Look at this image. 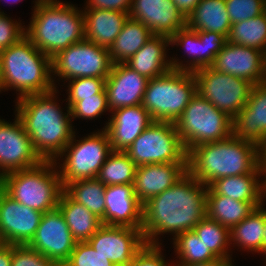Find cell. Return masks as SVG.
Wrapping results in <instances>:
<instances>
[{
  "instance_id": "cell-1",
  "label": "cell",
  "mask_w": 266,
  "mask_h": 266,
  "mask_svg": "<svg viewBox=\"0 0 266 266\" xmlns=\"http://www.w3.org/2000/svg\"><path fill=\"white\" fill-rule=\"evenodd\" d=\"M207 188L187 172L172 187L144 203L141 229L145 242L159 244L160 234L174 237L193 230L207 216Z\"/></svg>"
},
{
  "instance_id": "cell-2",
  "label": "cell",
  "mask_w": 266,
  "mask_h": 266,
  "mask_svg": "<svg viewBox=\"0 0 266 266\" xmlns=\"http://www.w3.org/2000/svg\"><path fill=\"white\" fill-rule=\"evenodd\" d=\"M57 91L54 88L46 93L22 97L15 105L16 115L43 161H58L75 133L70 108L67 107V113L63 112L55 102Z\"/></svg>"
},
{
  "instance_id": "cell-3",
  "label": "cell",
  "mask_w": 266,
  "mask_h": 266,
  "mask_svg": "<svg viewBox=\"0 0 266 266\" xmlns=\"http://www.w3.org/2000/svg\"><path fill=\"white\" fill-rule=\"evenodd\" d=\"M258 166V145L233 134L187 153L188 172L207 187L222 177L250 174Z\"/></svg>"
},
{
  "instance_id": "cell-4",
  "label": "cell",
  "mask_w": 266,
  "mask_h": 266,
  "mask_svg": "<svg viewBox=\"0 0 266 266\" xmlns=\"http://www.w3.org/2000/svg\"><path fill=\"white\" fill-rule=\"evenodd\" d=\"M25 36L53 58L60 51L85 39L83 10L57 0H36Z\"/></svg>"
},
{
  "instance_id": "cell-5",
  "label": "cell",
  "mask_w": 266,
  "mask_h": 266,
  "mask_svg": "<svg viewBox=\"0 0 266 266\" xmlns=\"http://www.w3.org/2000/svg\"><path fill=\"white\" fill-rule=\"evenodd\" d=\"M52 78L51 58L26 37L0 51V92L18 91L17 99L46 93L57 86Z\"/></svg>"
},
{
  "instance_id": "cell-6",
  "label": "cell",
  "mask_w": 266,
  "mask_h": 266,
  "mask_svg": "<svg viewBox=\"0 0 266 266\" xmlns=\"http://www.w3.org/2000/svg\"><path fill=\"white\" fill-rule=\"evenodd\" d=\"M55 161L5 174L1 188L15 201L42 213L57 209L64 191Z\"/></svg>"
},
{
  "instance_id": "cell-7",
  "label": "cell",
  "mask_w": 266,
  "mask_h": 266,
  "mask_svg": "<svg viewBox=\"0 0 266 266\" xmlns=\"http://www.w3.org/2000/svg\"><path fill=\"white\" fill-rule=\"evenodd\" d=\"M196 93L193 72L171 69L162 76L149 79L142 106L153 121L175 123Z\"/></svg>"
},
{
  "instance_id": "cell-8",
  "label": "cell",
  "mask_w": 266,
  "mask_h": 266,
  "mask_svg": "<svg viewBox=\"0 0 266 266\" xmlns=\"http://www.w3.org/2000/svg\"><path fill=\"white\" fill-rule=\"evenodd\" d=\"M175 126L186 153L198 145L224 140L233 134V119L198 93Z\"/></svg>"
},
{
  "instance_id": "cell-9",
  "label": "cell",
  "mask_w": 266,
  "mask_h": 266,
  "mask_svg": "<svg viewBox=\"0 0 266 266\" xmlns=\"http://www.w3.org/2000/svg\"><path fill=\"white\" fill-rule=\"evenodd\" d=\"M111 152V143L104 129L80 140H76L74 133L72 140L59 155L60 159H64L61 160L62 166H57L63 187L75 180L97 178Z\"/></svg>"
},
{
  "instance_id": "cell-10",
  "label": "cell",
  "mask_w": 266,
  "mask_h": 266,
  "mask_svg": "<svg viewBox=\"0 0 266 266\" xmlns=\"http://www.w3.org/2000/svg\"><path fill=\"white\" fill-rule=\"evenodd\" d=\"M137 165L187 163L175 123L152 121L125 151Z\"/></svg>"
},
{
  "instance_id": "cell-11",
  "label": "cell",
  "mask_w": 266,
  "mask_h": 266,
  "mask_svg": "<svg viewBox=\"0 0 266 266\" xmlns=\"http://www.w3.org/2000/svg\"><path fill=\"white\" fill-rule=\"evenodd\" d=\"M193 75L196 92L232 119L246 105L253 87L245 79L218 72L211 67L200 68Z\"/></svg>"
},
{
  "instance_id": "cell-12",
  "label": "cell",
  "mask_w": 266,
  "mask_h": 266,
  "mask_svg": "<svg viewBox=\"0 0 266 266\" xmlns=\"http://www.w3.org/2000/svg\"><path fill=\"white\" fill-rule=\"evenodd\" d=\"M112 64L108 48L86 39L51 58L52 75L64 81L83 77L107 78Z\"/></svg>"
},
{
  "instance_id": "cell-13",
  "label": "cell",
  "mask_w": 266,
  "mask_h": 266,
  "mask_svg": "<svg viewBox=\"0 0 266 266\" xmlns=\"http://www.w3.org/2000/svg\"><path fill=\"white\" fill-rule=\"evenodd\" d=\"M170 45H177L184 48L190 61L183 64L178 59L170 58L171 69L178 71L194 72L200 68L210 67L215 56L226 45L227 37L220 33L210 31H193L187 26L171 35Z\"/></svg>"
},
{
  "instance_id": "cell-14",
  "label": "cell",
  "mask_w": 266,
  "mask_h": 266,
  "mask_svg": "<svg viewBox=\"0 0 266 266\" xmlns=\"http://www.w3.org/2000/svg\"><path fill=\"white\" fill-rule=\"evenodd\" d=\"M15 116L13 123L0 118V179L7 173L29 169L43 161L21 120Z\"/></svg>"
},
{
  "instance_id": "cell-15",
  "label": "cell",
  "mask_w": 266,
  "mask_h": 266,
  "mask_svg": "<svg viewBox=\"0 0 266 266\" xmlns=\"http://www.w3.org/2000/svg\"><path fill=\"white\" fill-rule=\"evenodd\" d=\"M76 241L57 208L42 215L36 233L28 246L41 253L58 266H63L74 250Z\"/></svg>"
},
{
  "instance_id": "cell-16",
  "label": "cell",
  "mask_w": 266,
  "mask_h": 266,
  "mask_svg": "<svg viewBox=\"0 0 266 266\" xmlns=\"http://www.w3.org/2000/svg\"><path fill=\"white\" fill-rule=\"evenodd\" d=\"M43 213L15 201L0 187V238L4 244L28 245Z\"/></svg>"
},
{
  "instance_id": "cell-17",
  "label": "cell",
  "mask_w": 266,
  "mask_h": 266,
  "mask_svg": "<svg viewBox=\"0 0 266 266\" xmlns=\"http://www.w3.org/2000/svg\"><path fill=\"white\" fill-rule=\"evenodd\" d=\"M87 242L116 266H127L146 244L142 229L105 224Z\"/></svg>"
},
{
  "instance_id": "cell-18",
  "label": "cell",
  "mask_w": 266,
  "mask_h": 266,
  "mask_svg": "<svg viewBox=\"0 0 266 266\" xmlns=\"http://www.w3.org/2000/svg\"><path fill=\"white\" fill-rule=\"evenodd\" d=\"M263 61V51L227 42L210 67L255 85L264 82Z\"/></svg>"
},
{
  "instance_id": "cell-19",
  "label": "cell",
  "mask_w": 266,
  "mask_h": 266,
  "mask_svg": "<svg viewBox=\"0 0 266 266\" xmlns=\"http://www.w3.org/2000/svg\"><path fill=\"white\" fill-rule=\"evenodd\" d=\"M129 16L155 35L170 37L186 27V18L172 0H132Z\"/></svg>"
},
{
  "instance_id": "cell-20",
  "label": "cell",
  "mask_w": 266,
  "mask_h": 266,
  "mask_svg": "<svg viewBox=\"0 0 266 266\" xmlns=\"http://www.w3.org/2000/svg\"><path fill=\"white\" fill-rule=\"evenodd\" d=\"M148 82V78L132 70L125 63L112 64L105 82L110 112L121 107L142 104Z\"/></svg>"
},
{
  "instance_id": "cell-21",
  "label": "cell",
  "mask_w": 266,
  "mask_h": 266,
  "mask_svg": "<svg viewBox=\"0 0 266 266\" xmlns=\"http://www.w3.org/2000/svg\"><path fill=\"white\" fill-rule=\"evenodd\" d=\"M105 225L141 229L143 204L136 197L133 184L105 187Z\"/></svg>"
},
{
  "instance_id": "cell-22",
  "label": "cell",
  "mask_w": 266,
  "mask_h": 266,
  "mask_svg": "<svg viewBox=\"0 0 266 266\" xmlns=\"http://www.w3.org/2000/svg\"><path fill=\"white\" fill-rule=\"evenodd\" d=\"M104 126L112 151H127L133 141L152 123L148 111L140 105L121 107L111 112Z\"/></svg>"
},
{
  "instance_id": "cell-23",
  "label": "cell",
  "mask_w": 266,
  "mask_h": 266,
  "mask_svg": "<svg viewBox=\"0 0 266 266\" xmlns=\"http://www.w3.org/2000/svg\"><path fill=\"white\" fill-rule=\"evenodd\" d=\"M233 135L258 146L266 138V82L253 85L249 99L233 118Z\"/></svg>"
},
{
  "instance_id": "cell-24",
  "label": "cell",
  "mask_w": 266,
  "mask_h": 266,
  "mask_svg": "<svg viewBox=\"0 0 266 266\" xmlns=\"http://www.w3.org/2000/svg\"><path fill=\"white\" fill-rule=\"evenodd\" d=\"M188 172L187 163H162L137 166L134 191L144 204L152 197L172 187Z\"/></svg>"
},
{
  "instance_id": "cell-25",
  "label": "cell",
  "mask_w": 266,
  "mask_h": 266,
  "mask_svg": "<svg viewBox=\"0 0 266 266\" xmlns=\"http://www.w3.org/2000/svg\"><path fill=\"white\" fill-rule=\"evenodd\" d=\"M169 45L168 36L154 34L125 64L148 79L162 76L171 70Z\"/></svg>"
},
{
  "instance_id": "cell-26",
  "label": "cell",
  "mask_w": 266,
  "mask_h": 266,
  "mask_svg": "<svg viewBox=\"0 0 266 266\" xmlns=\"http://www.w3.org/2000/svg\"><path fill=\"white\" fill-rule=\"evenodd\" d=\"M83 15L85 39L108 49L130 17L121 11L101 9L84 10Z\"/></svg>"
},
{
  "instance_id": "cell-27",
  "label": "cell",
  "mask_w": 266,
  "mask_h": 266,
  "mask_svg": "<svg viewBox=\"0 0 266 266\" xmlns=\"http://www.w3.org/2000/svg\"><path fill=\"white\" fill-rule=\"evenodd\" d=\"M76 242H87L103 225L100 218L62 192L58 207Z\"/></svg>"
},
{
  "instance_id": "cell-28",
  "label": "cell",
  "mask_w": 266,
  "mask_h": 266,
  "mask_svg": "<svg viewBox=\"0 0 266 266\" xmlns=\"http://www.w3.org/2000/svg\"><path fill=\"white\" fill-rule=\"evenodd\" d=\"M264 202H243L216 194L207 188V217L231 230Z\"/></svg>"
},
{
  "instance_id": "cell-29",
  "label": "cell",
  "mask_w": 266,
  "mask_h": 266,
  "mask_svg": "<svg viewBox=\"0 0 266 266\" xmlns=\"http://www.w3.org/2000/svg\"><path fill=\"white\" fill-rule=\"evenodd\" d=\"M231 25L225 0H201L186 19L190 30L210 31L226 37Z\"/></svg>"
},
{
  "instance_id": "cell-30",
  "label": "cell",
  "mask_w": 266,
  "mask_h": 266,
  "mask_svg": "<svg viewBox=\"0 0 266 266\" xmlns=\"http://www.w3.org/2000/svg\"><path fill=\"white\" fill-rule=\"evenodd\" d=\"M260 176V177H259ZM259 166L250 174L222 177L209 187L218 195L243 202H263ZM260 179V180H258Z\"/></svg>"
},
{
  "instance_id": "cell-31",
  "label": "cell",
  "mask_w": 266,
  "mask_h": 266,
  "mask_svg": "<svg viewBox=\"0 0 266 266\" xmlns=\"http://www.w3.org/2000/svg\"><path fill=\"white\" fill-rule=\"evenodd\" d=\"M151 30L140 21L128 18L121 32L109 47L111 62L125 63L153 36Z\"/></svg>"
},
{
  "instance_id": "cell-32",
  "label": "cell",
  "mask_w": 266,
  "mask_h": 266,
  "mask_svg": "<svg viewBox=\"0 0 266 266\" xmlns=\"http://www.w3.org/2000/svg\"><path fill=\"white\" fill-rule=\"evenodd\" d=\"M264 204L253 210L244 220L236 224L230 230V244H236L239 248H244L249 252L263 254V236H264Z\"/></svg>"
},
{
  "instance_id": "cell-33",
  "label": "cell",
  "mask_w": 266,
  "mask_h": 266,
  "mask_svg": "<svg viewBox=\"0 0 266 266\" xmlns=\"http://www.w3.org/2000/svg\"><path fill=\"white\" fill-rule=\"evenodd\" d=\"M105 187L97 178H90L72 181L64 187V191L102 220L105 213Z\"/></svg>"
},
{
  "instance_id": "cell-34",
  "label": "cell",
  "mask_w": 266,
  "mask_h": 266,
  "mask_svg": "<svg viewBox=\"0 0 266 266\" xmlns=\"http://www.w3.org/2000/svg\"><path fill=\"white\" fill-rule=\"evenodd\" d=\"M172 239L176 255L180 259L174 266H193L217 259L193 230L182 232Z\"/></svg>"
},
{
  "instance_id": "cell-35",
  "label": "cell",
  "mask_w": 266,
  "mask_h": 266,
  "mask_svg": "<svg viewBox=\"0 0 266 266\" xmlns=\"http://www.w3.org/2000/svg\"><path fill=\"white\" fill-rule=\"evenodd\" d=\"M227 41L264 52L266 50V11L257 17L232 24Z\"/></svg>"
},
{
  "instance_id": "cell-36",
  "label": "cell",
  "mask_w": 266,
  "mask_h": 266,
  "mask_svg": "<svg viewBox=\"0 0 266 266\" xmlns=\"http://www.w3.org/2000/svg\"><path fill=\"white\" fill-rule=\"evenodd\" d=\"M137 165L124 151H112L100 168L97 179L105 186L133 184Z\"/></svg>"
},
{
  "instance_id": "cell-37",
  "label": "cell",
  "mask_w": 266,
  "mask_h": 266,
  "mask_svg": "<svg viewBox=\"0 0 266 266\" xmlns=\"http://www.w3.org/2000/svg\"><path fill=\"white\" fill-rule=\"evenodd\" d=\"M193 231L216 258H232L229 254L230 230L207 216L202 219Z\"/></svg>"
},
{
  "instance_id": "cell-38",
  "label": "cell",
  "mask_w": 266,
  "mask_h": 266,
  "mask_svg": "<svg viewBox=\"0 0 266 266\" xmlns=\"http://www.w3.org/2000/svg\"><path fill=\"white\" fill-rule=\"evenodd\" d=\"M110 112L108 107L107 92L104 89L100 94H96L95 97H81V101H76L71 107V118L82 119H97L99 115Z\"/></svg>"
},
{
  "instance_id": "cell-39",
  "label": "cell",
  "mask_w": 266,
  "mask_h": 266,
  "mask_svg": "<svg viewBox=\"0 0 266 266\" xmlns=\"http://www.w3.org/2000/svg\"><path fill=\"white\" fill-rule=\"evenodd\" d=\"M67 106L70 108L81 97H95L105 89L106 78L83 77L68 80Z\"/></svg>"
},
{
  "instance_id": "cell-40",
  "label": "cell",
  "mask_w": 266,
  "mask_h": 266,
  "mask_svg": "<svg viewBox=\"0 0 266 266\" xmlns=\"http://www.w3.org/2000/svg\"><path fill=\"white\" fill-rule=\"evenodd\" d=\"M63 266H116L107 257L95 251L88 242H76L74 250Z\"/></svg>"
},
{
  "instance_id": "cell-41",
  "label": "cell",
  "mask_w": 266,
  "mask_h": 266,
  "mask_svg": "<svg viewBox=\"0 0 266 266\" xmlns=\"http://www.w3.org/2000/svg\"><path fill=\"white\" fill-rule=\"evenodd\" d=\"M231 24L254 18L266 11L264 0H225Z\"/></svg>"
},
{
  "instance_id": "cell-42",
  "label": "cell",
  "mask_w": 266,
  "mask_h": 266,
  "mask_svg": "<svg viewBox=\"0 0 266 266\" xmlns=\"http://www.w3.org/2000/svg\"><path fill=\"white\" fill-rule=\"evenodd\" d=\"M11 266H58L28 245H12Z\"/></svg>"
},
{
  "instance_id": "cell-43",
  "label": "cell",
  "mask_w": 266,
  "mask_h": 266,
  "mask_svg": "<svg viewBox=\"0 0 266 266\" xmlns=\"http://www.w3.org/2000/svg\"><path fill=\"white\" fill-rule=\"evenodd\" d=\"M25 36V25L12 20L4 12H0V51L17 43Z\"/></svg>"
},
{
  "instance_id": "cell-44",
  "label": "cell",
  "mask_w": 266,
  "mask_h": 266,
  "mask_svg": "<svg viewBox=\"0 0 266 266\" xmlns=\"http://www.w3.org/2000/svg\"><path fill=\"white\" fill-rule=\"evenodd\" d=\"M160 244L146 243L127 266H170L161 253ZM171 266H173L171 264Z\"/></svg>"
},
{
  "instance_id": "cell-45",
  "label": "cell",
  "mask_w": 266,
  "mask_h": 266,
  "mask_svg": "<svg viewBox=\"0 0 266 266\" xmlns=\"http://www.w3.org/2000/svg\"><path fill=\"white\" fill-rule=\"evenodd\" d=\"M85 10H114L130 14L132 0H87Z\"/></svg>"
},
{
  "instance_id": "cell-46",
  "label": "cell",
  "mask_w": 266,
  "mask_h": 266,
  "mask_svg": "<svg viewBox=\"0 0 266 266\" xmlns=\"http://www.w3.org/2000/svg\"><path fill=\"white\" fill-rule=\"evenodd\" d=\"M179 11L187 19L201 0H172Z\"/></svg>"
},
{
  "instance_id": "cell-47",
  "label": "cell",
  "mask_w": 266,
  "mask_h": 266,
  "mask_svg": "<svg viewBox=\"0 0 266 266\" xmlns=\"http://www.w3.org/2000/svg\"><path fill=\"white\" fill-rule=\"evenodd\" d=\"M12 265V245L3 244L0 247V266Z\"/></svg>"
},
{
  "instance_id": "cell-48",
  "label": "cell",
  "mask_w": 266,
  "mask_h": 266,
  "mask_svg": "<svg viewBox=\"0 0 266 266\" xmlns=\"http://www.w3.org/2000/svg\"><path fill=\"white\" fill-rule=\"evenodd\" d=\"M259 168L261 173L266 172V138L258 146Z\"/></svg>"
},
{
  "instance_id": "cell-49",
  "label": "cell",
  "mask_w": 266,
  "mask_h": 266,
  "mask_svg": "<svg viewBox=\"0 0 266 266\" xmlns=\"http://www.w3.org/2000/svg\"><path fill=\"white\" fill-rule=\"evenodd\" d=\"M231 261L232 258H217L212 262L197 264L193 266H233Z\"/></svg>"
},
{
  "instance_id": "cell-50",
  "label": "cell",
  "mask_w": 266,
  "mask_h": 266,
  "mask_svg": "<svg viewBox=\"0 0 266 266\" xmlns=\"http://www.w3.org/2000/svg\"><path fill=\"white\" fill-rule=\"evenodd\" d=\"M262 176L264 177V180L261 181L262 182V199L265 198L264 199L265 201L266 200V172H263Z\"/></svg>"
},
{
  "instance_id": "cell-51",
  "label": "cell",
  "mask_w": 266,
  "mask_h": 266,
  "mask_svg": "<svg viewBox=\"0 0 266 266\" xmlns=\"http://www.w3.org/2000/svg\"><path fill=\"white\" fill-rule=\"evenodd\" d=\"M263 254H265L266 256V209H265V219H264Z\"/></svg>"
},
{
  "instance_id": "cell-52",
  "label": "cell",
  "mask_w": 266,
  "mask_h": 266,
  "mask_svg": "<svg viewBox=\"0 0 266 266\" xmlns=\"http://www.w3.org/2000/svg\"><path fill=\"white\" fill-rule=\"evenodd\" d=\"M263 74H264V82H266V50L264 51Z\"/></svg>"
},
{
  "instance_id": "cell-53",
  "label": "cell",
  "mask_w": 266,
  "mask_h": 266,
  "mask_svg": "<svg viewBox=\"0 0 266 266\" xmlns=\"http://www.w3.org/2000/svg\"><path fill=\"white\" fill-rule=\"evenodd\" d=\"M4 1H7V2L11 1V3H17V2H20L21 0H4ZM0 2H1V0H0ZM0 12H4V11H0Z\"/></svg>"
},
{
  "instance_id": "cell-54",
  "label": "cell",
  "mask_w": 266,
  "mask_h": 266,
  "mask_svg": "<svg viewBox=\"0 0 266 266\" xmlns=\"http://www.w3.org/2000/svg\"><path fill=\"white\" fill-rule=\"evenodd\" d=\"M3 244H4V243H3L2 239L0 238V247H1Z\"/></svg>"
}]
</instances>
